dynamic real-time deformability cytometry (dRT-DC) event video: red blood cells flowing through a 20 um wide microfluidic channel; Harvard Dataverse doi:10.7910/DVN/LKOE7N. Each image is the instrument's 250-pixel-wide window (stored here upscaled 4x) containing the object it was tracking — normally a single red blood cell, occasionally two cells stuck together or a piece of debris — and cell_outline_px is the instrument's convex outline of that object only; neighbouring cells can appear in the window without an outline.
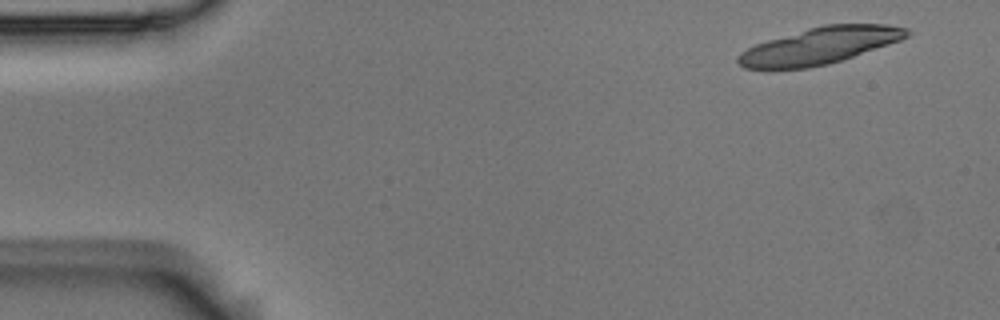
{"species": "Egyptian fruit bat (a non-hibernating species)", "species_latin": "Rousettus aegyptiacus", "temperature_condition": "room temperature", "stored_images_in_passage": 7, "segment_of_instrument_passage": [1, 2], "camera_frame_rate_fps": 3000, "um_per_image_px": 0.085, "animal": {"sex": "male"}, "frame": {"image": 1, "passage_image": 1, "time_ms": 0.0, "image_size_px": [1000, 320], "cell_outline_px": [[912, 32], [908, 36], [900, 40], [828, 64], [808, 68], [744, 68], [736, 60], [736, 56], [740, 52], [756, 44], [768, 40], [808, 28], [824, 24], [888, 24], [908, 28]], "centroid_in_image_um": [69.69, 3.87], "position_along_channel_um": 15.3, "area_um2": 35.6}}